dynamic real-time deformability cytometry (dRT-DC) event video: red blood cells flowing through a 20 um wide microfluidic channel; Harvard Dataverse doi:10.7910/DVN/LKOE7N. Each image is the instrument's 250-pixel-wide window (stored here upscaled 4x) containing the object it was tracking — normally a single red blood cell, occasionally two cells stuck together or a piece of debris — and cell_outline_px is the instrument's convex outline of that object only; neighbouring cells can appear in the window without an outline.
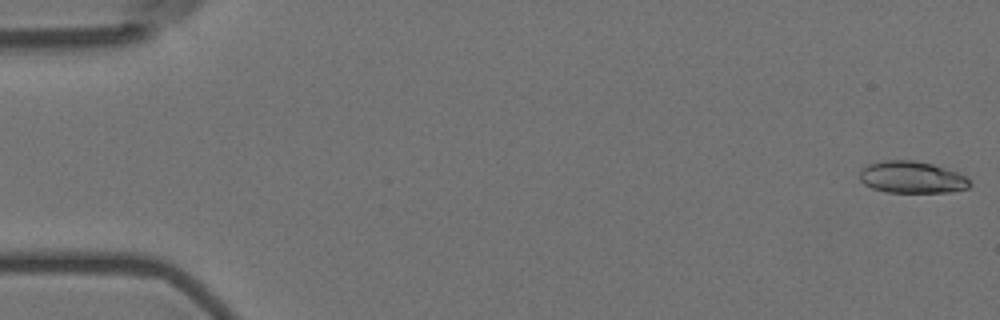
{"species": "Egyptian fruit bat (a non-hibernating species)", "species_latin": "Rousettus aegyptiacus", "temperature_condition": "room temperature", "stored_images_in_passage": 57, "camera_frame_rate_fps": 3000, "um_per_image_px": 0.085, "animal": {"sex": "female"}, "frame": {"image": 1, "passage_image": 1, "time_ms": 0.0, "image_size_px": [1000, 320], "cell_outline_px": [[972, 184], [968, 188], [948, 192], [888, 192], [872, 188], [864, 184], [860, 180], [860, 172], [868, 164], [884, 160], [912, 160], [932, 164], [968, 176]], "centroid_in_image_um": [77.53, 15.07], "position_along_channel_um": 7.5, "area_um2": 20.4}}
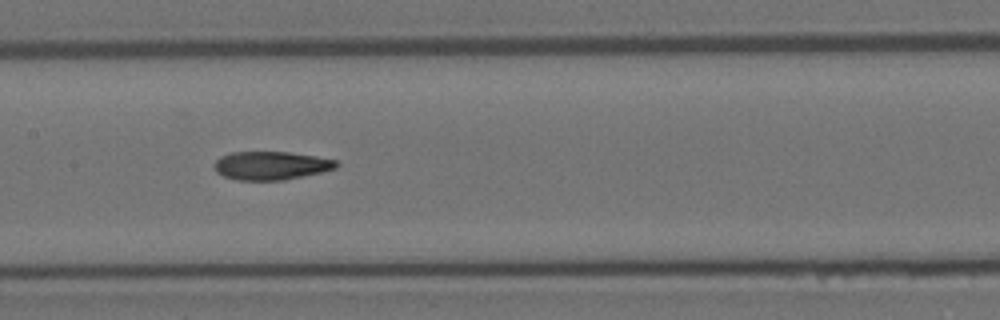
{"frame": {"image": 2, "passage_image": 28, "time_ms": 9.0, "image_size_px": [1000, 320], "cell_outline_px": [[340, 164], [336, 168], [320, 172], [280, 180], [236, 180], [224, 176], [216, 172], [212, 164], [220, 156], [232, 152], [288, 152], [316, 156], [336, 160]], "centroid_in_image_um": [23.0, 14.06], "position_along_channel_um": 184.4, "area_um2": 20.11}}
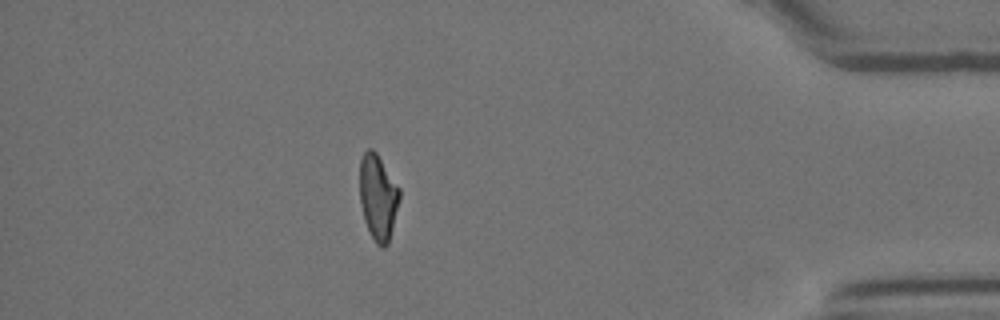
{"frame": {"image": 3, "passage_image": 50, "time_ms": 16.333, "image_size_px": [1000, 320], "cell_outline_px": [[400, 196], [388, 244], [384, 248], [380, 248], [376, 244], [364, 220], [360, 204], [360, 160], [364, 152], [368, 148], [372, 148], [376, 152], [400, 188]], "centroid_in_image_um": [32.12, 16.75], "position_along_channel_um": 403.1, "area_um2": 19.77}, "authors_computed_cell_mechanics": {"area_um2": 20.519, "velocity_mm_per_s": 3.5818, "shape_relaxation_time_tau1_ms": 8.203, "shape_relaxation_time_tau2_ms": 3.4149, "deformation_change_tau1": 0.2476, "deformation_change_tau2": 0.1182}}